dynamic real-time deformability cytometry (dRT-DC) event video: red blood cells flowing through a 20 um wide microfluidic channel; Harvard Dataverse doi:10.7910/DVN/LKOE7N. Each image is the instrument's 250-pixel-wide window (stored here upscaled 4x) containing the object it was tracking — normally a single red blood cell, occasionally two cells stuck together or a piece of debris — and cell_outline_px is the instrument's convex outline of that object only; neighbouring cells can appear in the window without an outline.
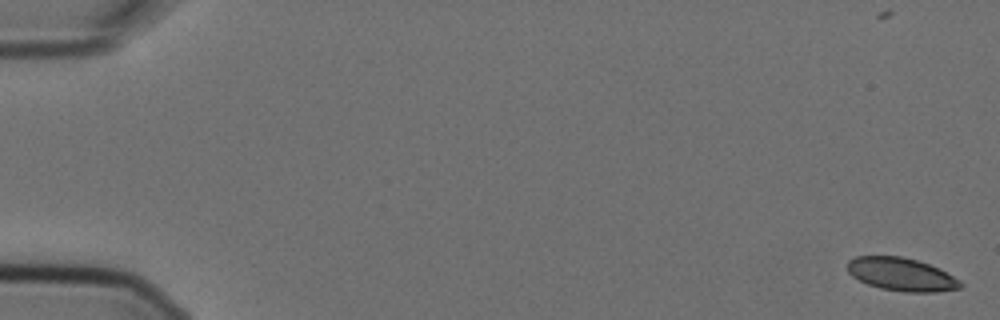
{"species": "Egyptian fruit bat (a non-hibernating species)", "species_latin": "Rousettus aegyptiacus", "temperature_condition": "cold", "stored_images_in_passage": 7, "camera_frame_rate_fps": 3000, "um_per_image_px": 0.085, "animal": {"sex": "female"}, "frame": {"image": 1, "passage_image": 1, "time_ms": 0.0, "image_size_px": [1000, 320], "cell_outline_px": [[964, 284], [960, 288], [936, 292], [904, 292], [880, 288], [868, 284], [852, 276], [848, 272], [848, 260], [856, 256], [900, 256], [916, 260], [940, 268], [960, 280]], "centroid_in_image_um": [76.64, 23.32], "position_along_channel_um": 8.4, "area_um2": 21.79}}
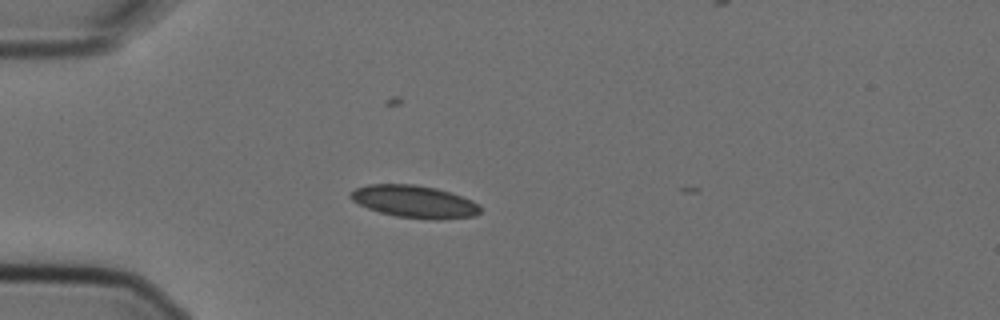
{"frame": {"image": 2, "passage_image": 5, "time_ms": 1.333, "image_size_px": [1000, 320], "cell_outline_px": [[480, 212], [476, 216], [440, 220], [428, 220], [396, 216], [380, 212], [368, 208], [352, 200], [348, 196], [356, 188], [368, 184], [412, 184], [436, 188], [472, 200], [480, 204]], "centroid_in_image_um": [35.25, 17.15], "position_along_channel_um": 49.8, "area_um2": 24.51}}